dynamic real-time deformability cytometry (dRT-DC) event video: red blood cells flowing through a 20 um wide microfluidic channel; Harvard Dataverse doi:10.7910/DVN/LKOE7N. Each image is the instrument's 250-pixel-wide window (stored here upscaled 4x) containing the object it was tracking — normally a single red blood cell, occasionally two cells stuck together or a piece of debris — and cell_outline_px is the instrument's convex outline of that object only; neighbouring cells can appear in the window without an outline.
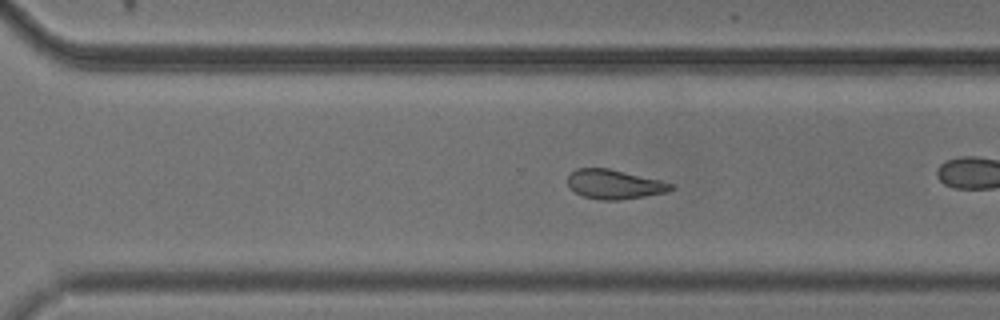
{"species": "common noctule bat (a hibernating species)", "species_latin": "Nyctalus noctula", "temperature_condition": "cold", "stored_images_in_passage": 42, "camera_frame_rate_fps": 3000, "um_per_image_px": 0.085, "animal": {"sex": "male", "body_mass_g": 20.5, "forearm_length_mm": 52.5}, "frame": {"image": 1, "passage_image": 36, "time_ms": 11.667, "image_size_px": [1000, 320], "cell_outline_px": [[676, 188], [668, 192], [644, 196], [616, 200], [600, 200], [580, 196], [568, 184], [568, 176], [576, 168], [608, 168], [660, 180], [676, 184]], "centroid_in_image_um": [52.26, 15.67], "position_along_channel_um": 318.3, "area_um2": 17.69}}